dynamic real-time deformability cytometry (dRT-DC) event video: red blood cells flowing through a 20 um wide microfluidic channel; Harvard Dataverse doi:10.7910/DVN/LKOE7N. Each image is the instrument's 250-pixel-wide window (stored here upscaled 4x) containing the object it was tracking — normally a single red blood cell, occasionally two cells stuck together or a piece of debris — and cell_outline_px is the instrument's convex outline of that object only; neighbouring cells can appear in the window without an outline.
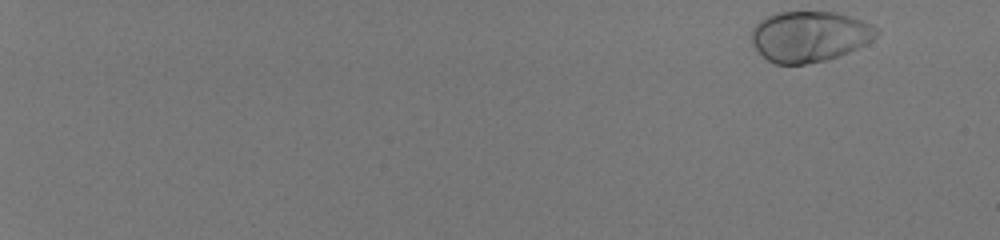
{"species": "human", "species_latin": "Homo sapiens", "temperature_condition": "room temperature", "stored_images_in_passage": 53, "camera_frame_rate_fps": 3000, "um_per_image_px": 0.085, "donor": {"sex": "male"}, "frame": {"image": 1, "passage_image": 1, "time_ms": 0.0, "image_size_px": [1000, 240], "cell_outline_px": [[880, 32], [876, 36], [864, 44], [848, 52], [824, 60], [804, 64], [776, 64], [768, 60], [752, 44], [752, 28], [760, 20], [776, 12], [836, 12], [864, 20], [880, 28]], "centroid_in_image_um": [68.82, 3.07], "position_along_channel_um": 16.2, "area_um2": 36.76}}
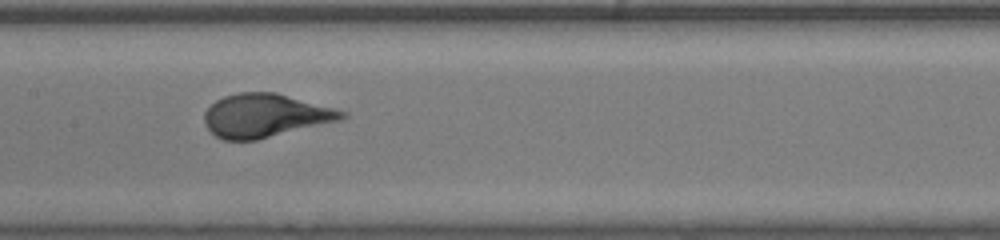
{"frame": {"image": 2, "passage_image": 31, "time_ms": 10.0, "image_size_px": [1000, 240], "cell_outline_px": [[348, 116], [340, 120], [256, 140], [224, 140], [216, 136], [204, 124], [204, 112], [216, 100], [224, 96], [240, 92], [276, 92], [336, 108], [348, 112]], "centroid_in_image_um": [22.55, 9.81], "position_along_channel_um": 184.8, "area_um2": 34.8}}
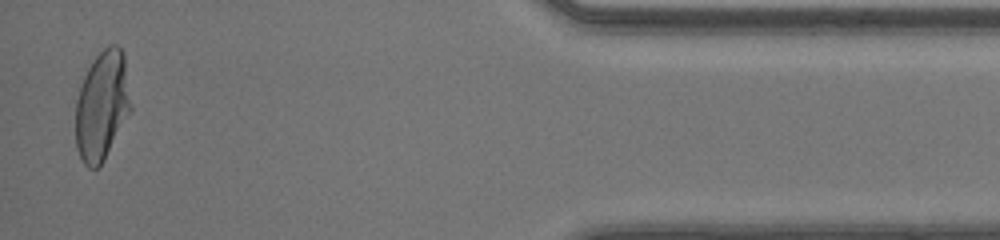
{"frame": {"image": 3, "passage_image": 52, "time_ms": 17.0, "image_size_px": [1000, 240], "cell_outline_px": [[132, 108], [104, 160], [96, 168], [88, 168], [84, 164], [76, 148], [76, 100], [80, 84], [92, 60], [108, 44], [116, 44], [124, 52], [132, 104]], "centroid_in_image_um": [8.68, 8.94], "position_along_channel_um": 426.5, "area_um2": 35.37}, "authors_computed_cell_mechanics": {"area_um2": 35.0268, "velocity_mm_per_s": 4.1, "shape_relaxation_time_tau1_ms": 2.6797, "shape_relaxation_time_tau2_ms": null, "deformation_change_tau1": 0.1961, "deformation_change_tau2": null}}